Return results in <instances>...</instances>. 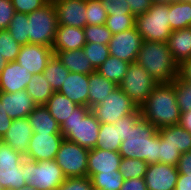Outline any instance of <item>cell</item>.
Masks as SVG:
<instances>
[{
  "label": "cell",
  "instance_id": "obj_25",
  "mask_svg": "<svg viewBox=\"0 0 191 190\" xmlns=\"http://www.w3.org/2000/svg\"><path fill=\"white\" fill-rule=\"evenodd\" d=\"M27 118L33 133L62 134L60 125L51 116L45 105H36Z\"/></svg>",
  "mask_w": 191,
  "mask_h": 190
},
{
  "label": "cell",
  "instance_id": "obj_7",
  "mask_svg": "<svg viewBox=\"0 0 191 190\" xmlns=\"http://www.w3.org/2000/svg\"><path fill=\"white\" fill-rule=\"evenodd\" d=\"M28 15L29 44H41L53 47L58 26L57 13L53 2Z\"/></svg>",
  "mask_w": 191,
  "mask_h": 190
},
{
  "label": "cell",
  "instance_id": "obj_19",
  "mask_svg": "<svg viewBox=\"0 0 191 190\" xmlns=\"http://www.w3.org/2000/svg\"><path fill=\"white\" fill-rule=\"evenodd\" d=\"M122 157L118 151L92 148L88 153V177L92 178L97 173L119 170Z\"/></svg>",
  "mask_w": 191,
  "mask_h": 190
},
{
  "label": "cell",
  "instance_id": "obj_36",
  "mask_svg": "<svg viewBox=\"0 0 191 190\" xmlns=\"http://www.w3.org/2000/svg\"><path fill=\"white\" fill-rule=\"evenodd\" d=\"M148 164L140 159L122 158L119 165L124 180L132 178H144Z\"/></svg>",
  "mask_w": 191,
  "mask_h": 190
},
{
  "label": "cell",
  "instance_id": "obj_27",
  "mask_svg": "<svg viewBox=\"0 0 191 190\" xmlns=\"http://www.w3.org/2000/svg\"><path fill=\"white\" fill-rule=\"evenodd\" d=\"M159 137L183 154L191 150V133L182 126L172 125L158 129Z\"/></svg>",
  "mask_w": 191,
  "mask_h": 190
},
{
  "label": "cell",
  "instance_id": "obj_21",
  "mask_svg": "<svg viewBox=\"0 0 191 190\" xmlns=\"http://www.w3.org/2000/svg\"><path fill=\"white\" fill-rule=\"evenodd\" d=\"M89 75L70 72L58 92L77 105L88 107Z\"/></svg>",
  "mask_w": 191,
  "mask_h": 190
},
{
  "label": "cell",
  "instance_id": "obj_13",
  "mask_svg": "<svg viewBox=\"0 0 191 190\" xmlns=\"http://www.w3.org/2000/svg\"><path fill=\"white\" fill-rule=\"evenodd\" d=\"M54 55L52 48L41 44L21 45L15 61L30 74H41Z\"/></svg>",
  "mask_w": 191,
  "mask_h": 190
},
{
  "label": "cell",
  "instance_id": "obj_9",
  "mask_svg": "<svg viewBox=\"0 0 191 190\" xmlns=\"http://www.w3.org/2000/svg\"><path fill=\"white\" fill-rule=\"evenodd\" d=\"M139 108L119 88L111 92L103 101L90 108V111L101 123L114 124L120 118L136 113Z\"/></svg>",
  "mask_w": 191,
  "mask_h": 190
},
{
  "label": "cell",
  "instance_id": "obj_39",
  "mask_svg": "<svg viewBox=\"0 0 191 190\" xmlns=\"http://www.w3.org/2000/svg\"><path fill=\"white\" fill-rule=\"evenodd\" d=\"M86 43H97L108 45L112 33L105 24L103 25H86L84 28Z\"/></svg>",
  "mask_w": 191,
  "mask_h": 190
},
{
  "label": "cell",
  "instance_id": "obj_56",
  "mask_svg": "<svg viewBox=\"0 0 191 190\" xmlns=\"http://www.w3.org/2000/svg\"><path fill=\"white\" fill-rule=\"evenodd\" d=\"M176 1L177 0H151L152 4L157 3V4H163V5H169V4H172Z\"/></svg>",
  "mask_w": 191,
  "mask_h": 190
},
{
  "label": "cell",
  "instance_id": "obj_49",
  "mask_svg": "<svg viewBox=\"0 0 191 190\" xmlns=\"http://www.w3.org/2000/svg\"><path fill=\"white\" fill-rule=\"evenodd\" d=\"M177 169L179 174L191 175V150L181 154Z\"/></svg>",
  "mask_w": 191,
  "mask_h": 190
},
{
  "label": "cell",
  "instance_id": "obj_6",
  "mask_svg": "<svg viewBox=\"0 0 191 190\" xmlns=\"http://www.w3.org/2000/svg\"><path fill=\"white\" fill-rule=\"evenodd\" d=\"M169 5L153 3L148 12L136 16V28L143 41L166 43L172 30Z\"/></svg>",
  "mask_w": 191,
  "mask_h": 190
},
{
  "label": "cell",
  "instance_id": "obj_23",
  "mask_svg": "<svg viewBox=\"0 0 191 190\" xmlns=\"http://www.w3.org/2000/svg\"><path fill=\"white\" fill-rule=\"evenodd\" d=\"M166 43L174 62L179 66L191 58V27L173 30Z\"/></svg>",
  "mask_w": 191,
  "mask_h": 190
},
{
  "label": "cell",
  "instance_id": "obj_34",
  "mask_svg": "<svg viewBox=\"0 0 191 190\" xmlns=\"http://www.w3.org/2000/svg\"><path fill=\"white\" fill-rule=\"evenodd\" d=\"M28 22L27 14L15 12L6 29L11 34L12 38L20 45L29 44Z\"/></svg>",
  "mask_w": 191,
  "mask_h": 190
},
{
  "label": "cell",
  "instance_id": "obj_3",
  "mask_svg": "<svg viewBox=\"0 0 191 190\" xmlns=\"http://www.w3.org/2000/svg\"><path fill=\"white\" fill-rule=\"evenodd\" d=\"M136 62L152 76L157 84L172 83L178 77L167 43L143 41Z\"/></svg>",
  "mask_w": 191,
  "mask_h": 190
},
{
  "label": "cell",
  "instance_id": "obj_46",
  "mask_svg": "<svg viewBox=\"0 0 191 190\" xmlns=\"http://www.w3.org/2000/svg\"><path fill=\"white\" fill-rule=\"evenodd\" d=\"M15 12L29 14L42 8L48 3L47 0H11Z\"/></svg>",
  "mask_w": 191,
  "mask_h": 190
},
{
  "label": "cell",
  "instance_id": "obj_58",
  "mask_svg": "<svg viewBox=\"0 0 191 190\" xmlns=\"http://www.w3.org/2000/svg\"><path fill=\"white\" fill-rule=\"evenodd\" d=\"M20 190H36V189H34V188L29 187L28 185H26V186H23Z\"/></svg>",
  "mask_w": 191,
  "mask_h": 190
},
{
  "label": "cell",
  "instance_id": "obj_40",
  "mask_svg": "<svg viewBox=\"0 0 191 190\" xmlns=\"http://www.w3.org/2000/svg\"><path fill=\"white\" fill-rule=\"evenodd\" d=\"M21 45L17 43L7 30H0V53L8 62L15 61Z\"/></svg>",
  "mask_w": 191,
  "mask_h": 190
},
{
  "label": "cell",
  "instance_id": "obj_52",
  "mask_svg": "<svg viewBox=\"0 0 191 190\" xmlns=\"http://www.w3.org/2000/svg\"><path fill=\"white\" fill-rule=\"evenodd\" d=\"M179 80L191 82V58L184 61L178 66Z\"/></svg>",
  "mask_w": 191,
  "mask_h": 190
},
{
  "label": "cell",
  "instance_id": "obj_44",
  "mask_svg": "<svg viewBox=\"0 0 191 190\" xmlns=\"http://www.w3.org/2000/svg\"><path fill=\"white\" fill-rule=\"evenodd\" d=\"M92 180L88 176L66 178L56 190H92Z\"/></svg>",
  "mask_w": 191,
  "mask_h": 190
},
{
  "label": "cell",
  "instance_id": "obj_2",
  "mask_svg": "<svg viewBox=\"0 0 191 190\" xmlns=\"http://www.w3.org/2000/svg\"><path fill=\"white\" fill-rule=\"evenodd\" d=\"M141 116L157 129L178 125L181 112L176 102L174 83H160L140 107Z\"/></svg>",
  "mask_w": 191,
  "mask_h": 190
},
{
  "label": "cell",
  "instance_id": "obj_30",
  "mask_svg": "<svg viewBox=\"0 0 191 190\" xmlns=\"http://www.w3.org/2000/svg\"><path fill=\"white\" fill-rule=\"evenodd\" d=\"M119 120L114 124L101 123L95 148L119 151L120 145Z\"/></svg>",
  "mask_w": 191,
  "mask_h": 190
},
{
  "label": "cell",
  "instance_id": "obj_47",
  "mask_svg": "<svg viewBox=\"0 0 191 190\" xmlns=\"http://www.w3.org/2000/svg\"><path fill=\"white\" fill-rule=\"evenodd\" d=\"M15 14L11 0H0V30H6Z\"/></svg>",
  "mask_w": 191,
  "mask_h": 190
},
{
  "label": "cell",
  "instance_id": "obj_48",
  "mask_svg": "<svg viewBox=\"0 0 191 190\" xmlns=\"http://www.w3.org/2000/svg\"><path fill=\"white\" fill-rule=\"evenodd\" d=\"M130 5V13L135 17L148 12L151 8V0H126Z\"/></svg>",
  "mask_w": 191,
  "mask_h": 190
},
{
  "label": "cell",
  "instance_id": "obj_28",
  "mask_svg": "<svg viewBox=\"0 0 191 190\" xmlns=\"http://www.w3.org/2000/svg\"><path fill=\"white\" fill-rule=\"evenodd\" d=\"M51 116L61 126L65 120L73 114L74 109L78 106L75 102L71 101L64 94L54 91L53 95L45 104Z\"/></svg>",
  "mask_w": 191,
  "mask_h": 190
},
{
  "label": "cell",
  "instance_id": "obj_45",
  "mask_svg": "<svg viewBox=\"0 0 191 190\" xmlns=\"http://www.w3.org/2000/svg\"><path fill=\"white\" fill-rule=\"evenodd\" d=\"M101 4L108 15H132L126 0H101Z\"/></svg>",
  "mask_w": 191,
  "mask_h": 190
},
{
  "label": "cell",
  "instance_id": "obj_41",
  "mask_svg": "<svg viewBox=\"0 0 191 190\" xmlns=\"http://www.w3.org/2000/svg\"><path fill=\"white\" fill-rule=\"evenodd\" d=\"M136 17L134 15H108L105 25L112 35L134 28Z\"/></svg>",
  "mask_w": 191,
  "mask_h": 190
},
{
  "label": "cell",
  "instance_id": "obj_17",
  "mask_svg": "<svg viewBox=\"0 0 191 190\" xmlns=\"http://www.w3.org/2000/svg\"><path fill=\"white\" fill-rule=\"evenodd\" d=\"M33 134L27 117L13 119L8 131L0 139L22 155L27 153L29 142Z\"/></svg>",
  "mask_w": 191,
  "mask_h": 190
},
{
  "label": "cell",
  "instance_id": "obj_51",
  "mask_svg": "<svg viewBox=\"0 0 191 190\" xmlns=\"http://www.w3.org/2000/svg\"><path fill=\"white\" fill-rule=\"evenodd\" d=\"M120 190H147V187L144 178H132L124 180Z\"/></svg>",
  "mask_w": 191,
  "mask_h": 190
},
{
  "label": "cell",
  "instance_id": "obj_1",
  "mask_svg": "<svg viewBox=\"0 0 191 190\" xmlns=\"http://www.w3.org/2000/svg\"><path fill=\"white\" fill-rule=\"evenodd\" d=\"M118 152L122 158L159 163L158 129L141 116L140 109L128 119V133Z\"/></svg>",
  "mask_w": 191,
  "mask_h": 190
},
{
  "label": "cell",
  "instance_id": "obj_50",
  "mask_svg": "<svg viewBox=\"0 0 191 190\" xmlns=\"http://www.w3.org/2000/svg\"><path fill=\"white\" fill-rule=\"evenodd\" d=\"M13 119L5 111L4 103L0 101V139L8 131Z\"/></svg>",
  "mask_w": 191,
  "mask_h": 190
},
{
  "label": "cell",
  "instance_id": "obj_5",
  "mask_svg": "<svg viewBox=\"0 0 191 190\" xmlns=\"http://www.w3.org/2000/svg\"><path fill=\"white\" fill-rule=\"evenodd\" d=\"M21 165L24 180L36 190H56L66 179L55 160L34 161L24 157Z\"/></svg>",
  "mask_w": 191,
  "mask_h": 190
},
{
  "label": "cell",
  "instance_id": "obj_38",
  "mask_svg": "<svg viewBox=\"0 0 191 190\" xmlns=\"http://www.w3.org/2000/svg\"><path fill=\"white\" fill-rule=\"evenodd\" d=\"M176 102L180 112L184 113L191 110V82L182 81L176 78L174 81Z\"/></svg>",
  "mask_w": 191,
  "mask_h": 190
},
{
  "label": "cell",
  "instance_id": "obj_55",
  "mask_svg": "<svg viewBox=\"0 0 191 190\" xmlns=\"http://www.w3.org/2000/svg\"><path fill=\"white\" fill-rule=\"evenodd\" d=\"M179 125L191 133V110L181 113Z\"/></svg>",
  "mask_w": 191,
  "mask_h": 190
},
{
  "label": "cell",
  "instance_id": "obj_8",
  "mask_svg": "<svg viewBox=\"0 0 191 190\" xmlns=\"http://www.w3.org/2000/svg\"><path fill=\"white\" fill-rule=\"evenodd\" d=\"M156 85L152 76L137 62H133L129 64L127 73L118 87L140 109Z\"/></svg>",
  "mask_w": 191,
  "mask_h": 190
},
{
  "label": "cell",
  "instance_id": "obj_20",
  "mask_svg": "<svg viewBox=\"0 0 191 190\" xmlns=\"http://www.w3.org/2000/svg\"><path fill=\"white\" fill-rule=\"evenodd\" d=\"M0 101L4 103L5 111L12 119L25 118L36 107L26 90L15 93L0 92Z\"/></svg>",
  "mask_w": 191,
  "mask_h": 190
},
{
  "label": "cell",
  "instance_id": "obj_18",
  "mask_svg": "<svg viewBox=\"0 0 191 190\" xmlns=\"http://www.w3.org/2000/svg\"><path fill=\"white\" fill-rule=\"evenodd\" d=\"M32 74L17 61L9 62L0 74V92L15 93L25 90Z\"/></svg>",
  "mask_w": 191,
  "mask_h": 190
},
{
  "label": "cell",
  "instance_id": "obj_22",
  "mask_svg": "<svg viewBox=\"0 0 191 190\" xmlns=\"http://www.w3.org/2000/svg\"><path fill=\"white\" fill-rule=\"evenodd\" d=\"M86 44L85 32L83 28L58 25L53 51H68L83 48Z\"/></svg>",
  "mask_w": 191,
  "mask_h": 190
},
{
  "label": "cell",
  "instance_id": "obj_29",
  "mask_svg": "<svg viewBox=\"0 0 191 190\" xmlns=\"http://www.w3.org/2000/svg\"><path fill=\"white\" fill-rule=\"evenodd\" d=\"M170 29L181 30L191 27V2L177 0L169 4Z\"/></svg>",
  "mask_w": 191,
  "mask_h": 190
},
{
  "label": "cell",
  "instance_id": "obj_54",
  "mask_svg": "<svg viewBox=\"0 0 191 190\" xmlns=\"http://www.w3.org/2000/svg\"><path fill=\"white\" fill-rule=\"evenodd\" d=\"M134 113L128 114L122 118L119 119V133H120V140L124 141L125 137L128 133V119L133 115Z\"/></svg>",
  "mask_w": 191,
  "mask_h": 190
},
{
  "label": "cell",
  "instance_id": "obj_26",
  "mask_svg": "<svg viewBox=\"0 0 191 190\" xmlns=\"http://www.w3.org/2000/svg\"><path fill=\"white\" fill-rule=\"evenodd\" d=\"M118 85L100 75L97 71L89 75L88 107L91 108L104 100Z\"/></svg>",
  "mask_w": 191,
  "mask_h": 190
},
{
  "label": "cell",
  "instance_id": "obj_35",
  "mask_svg": "<svg viewBox=\"0 0 191 190\" xmlns=\"http://www.w3.org/2000/svg\"><path fill=\"white\" fill-rule=\"evenodd\" d=\"M91 180L93 187L100 190H120L124 184V178L119 170L97 173Z\"/></svg>",
  "mask_w": 191,
  "mask_h": 190
},
{
  "label": "cell",
  "instance_id": "obj_32",
  "mask_svg": "<svg viewBox=\"0 0 191 190\" xmlns=\"http://www.w3.org/2000/svg\"><path fill=\"white\" fill-rule=\"evenodd\" d=\"M130 63L110 55L107 60L96 70L100 75L115 82L117 85L123 80Z\"/></svg>",
  "mask_w": 191,
  "mask_h": 190
},
{
  "label": "cell",
  "instance_id": "obj_37",
  "mask_svg": "<svg viewBox=\"0 0 191 190\" xmlns=\"http://www.w3.org/2000/svg\"><path fill=\"white\" fill-rule=\"evenodd\" d=\"M84 55L89 58L91 65L97 70L110 56L108 45L86 43L83 46Z\"/></svg>",
  "mask_w": 191,
  "mask_h": 190
},
{
  "label": "cell",
  "instance_id": "obj_31",
  "mask_svg": "<svg viewBox=\"0 0 191 190\" xmlns=\"http://www.w3.org/2000/svg\"><path fill=\"white\" fill-rule=\"evenodd\" d=\"M25 90L36 105H45L54 93V90L42 73L33 74Z\"/></svg>",
  "mask_w": 191,
  "mask_h": 190
},
{
  "label": "cell",
  "instance_id": "obj_33",
  "mask_svg": "<svg viewBox=\"0 0 191 190\" xmlns=\"http://www.w3.org/2000/svg\"><path fill=\"white\" fill-rule=\"evenodd\" d=\"M69 73L68 69L55 55L52 56L45 70L42 72L54 91H58L61 88Z\"/></svg>",
  "mask_w": 191,
  "mask_h": 190
},
{
  "label": "cell",
  "instance_id": "obj_11",
  "mask_svg": "<svg viewBox=\"0 0 191 190\" xmlns=\"http://www.w3.org/2000/svg\"><path fill=\"white\" fill-rule=\"evenodd\" d=\"M23 158L24 155L0 140V190H20L27 185L21 172Z\"/></svg>",
  "mask_w": 191,
  "mask_h": 190
},
{
  "label": "cell",
  "instance_id": "obj_15",
  "mask_svg": "<svg viewBox=\"0 0 191 190\" xmlns=\"http://www.w3.org/2000/svg\"><path fill=\"white\" fill-rule=\"evenodd\" d=\"M58 25L84 28L87 25L86 0H54Z\"/></svg>",
  "mask_w": 191,
  "mask_h": 190
},
{
  "label": "cell",
  "instance_id": "obj_10",
  "mask_svg": "<svg viewBox=\"0 0 191 190\" xmlns=\"http://www.w3.org/2000/svg\"><path fill=\"white\" fill-rule=\"evenodd\" d=\"M88 153L89 149L64 139L54 160L66 178L85 177L88 175Z\"/></svg>",
  "mask_w": 191,
  "mask_h": 190
},
{
  "label": "cell",
  "instance_id": "obj_42",
  "mask_svg": "<svg viewBox=\"0 0 191 190\" xmlns=\"http://www.w3.org/2000/svg\"><path fill=\"white\" fill-rule=\"evenodd\" d=\"M87 25H103L108 17L101 0H86Z\"/></svg>",
  "mask_w": 191,
  "mask_h": 190
},
{
  "label": "cell",
  "instance_id": "obj_12",
  "mask_svg": "<svg viewBox=\"0 0 191 190\" xmlns=\"http://www.w3.org/2000/svg\"><path fill=\"white\" fill-rule=\"evenodd\" d=\"M143 39L136 26L112 35L108 44L109 53L128 63L136 62Z\"/></svg>",
  "mask_w": 191,
  "mask_h": 190
},
{
  "label": "cell",
  "instance_id": "obj_24",
  "mask_svg": "<svg viewBox=\"0 0 191 190\" xmlns=\"http://www.w3.org/2000/svg\"><path fill=\"white\" fill-rule=\"evenodd\" d=\"M57 59L68 69L69 72L90 75L96 72V69L89 62V58L84 55L83 49L68 51H53Z\"/></svg>",
  "mask_w": 191,
  "mask_h": 190
},
{
  "label": "cell",
  "instance_id": "obj_16",
  "mask_svg": "<svg viewBox=\"0 0 191 190\" xmlns=\"http://www.w3.org/2000/svg\"><path fill=\"white\" fill-rule=\"evenodd\" d=\"M178 175L177 166L159 162L148 164L144 181L147 190H175Z\"/></svg>",
  "mask_w": 191,
  "mask_h": 190
},
{
  "label": "cell",
  "instance_id": "obj_43",
  "mask_svg": "<svg viewBox=\"0 0 191 190\" xmlns=\"http://www.w3.org/2000/svg\"><path fill=\"white\" fill-rule=\"evenodd\" d=\"M181 153L178 151V148L173 147L171 144L165 143L159 137V162L177 166Z\"/></svg>",
  "mask_w": 191,
  "mask_h": 190
},
{
  "label": "cell",
  "instance_id": "obj_14",
  "mask_svg": "<svg viewBox=\"0 0 191 190\" xmlns=\"http://www.w3.org/2000/svg\"><path fill=\"white\" fill-rule=\"evenodd\" d=\"M63 140L62 134L33 133L24 157L34 161L54 160Z\"/></svg>",
  "mask_w": 191,
  "mask_h": 190
},
{
  "label": "cell",
  "instance_id": "obj_4",
  "mask_svg": "<svg viewBox=\"0 0 191 190\" xmlns=\"http://www.w3.org/2000/svg\"><path fill=\"white\" fill-rule=\"evenodd\" d=\"M100 124L89 107L78 105L60 128L64 139L91 150L96 147Z\"/></svg>",
  "mask_w": 191,
  "mask_h": 190
},
{
  "label": "cell",
  "instance_id": "obj_57",
  "mask_svg": "<svg viewBox=\"0 0 191 190\" xmlns=\"http://www.w3.org/2000/svg\"><path fill=\"white\" fill-rule=\"evenodd\" d=\"M9 62L0 53V74Z\"/></svg>",
  "mask_w": 191,
  "mask_h": 190
},
{
  "label": "cell",
  "instance_id": "obj_53",
  "mask_svg": "<svg viewBox=\"0 0 191 190\" xmlns=\"http://www.w3.org/2000/svg\"><path fill=\"white\" fill-rule=\"evenodd\" d=\"M175 190H191V175L179 174Z\"/></svg>",
  "mask_w": 191,
  "mask_h": 190
}]
</instances>
